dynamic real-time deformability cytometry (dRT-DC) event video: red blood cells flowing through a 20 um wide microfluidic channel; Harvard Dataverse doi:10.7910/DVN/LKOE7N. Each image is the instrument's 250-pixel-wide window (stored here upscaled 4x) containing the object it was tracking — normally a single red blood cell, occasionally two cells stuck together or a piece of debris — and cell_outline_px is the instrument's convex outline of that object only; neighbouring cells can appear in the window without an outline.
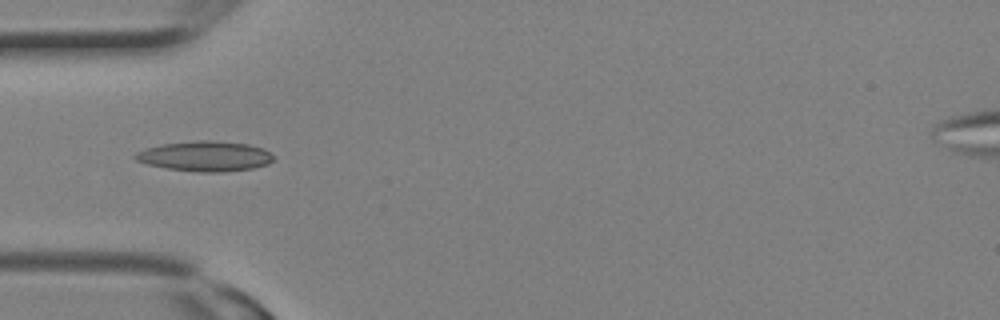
{"species": "Egyptian fruit bat (a non-hibernating species)", "species_latin": "Rousettus aegyptiacus", "temperature_condition": "room temperature", "stored_images_in_passage": 1, "camera_frame_rate_fps": 3000, "um_per_image_px": 0.085, "animal": {"sex": "female"}, "frame": {"image": 1, "passage_image": 1, "time_ms": 0.0, "image_size_px": [1000, 320], "cell_outline_px": [[272, 160], [268, 164], [252, 168], [220, 172], [200, 172], [168, 168], [148, 164], [136, 160], [132, 156], [136, 152], [144, 148], [160, 144], [200, 140], [212, 140], [248, 144], [264, 148], [272, 156]], "centroid_in_image_um": [17.4, 13.26], "position_along_channel_um": 67.6, "area_um2": 24.16}}